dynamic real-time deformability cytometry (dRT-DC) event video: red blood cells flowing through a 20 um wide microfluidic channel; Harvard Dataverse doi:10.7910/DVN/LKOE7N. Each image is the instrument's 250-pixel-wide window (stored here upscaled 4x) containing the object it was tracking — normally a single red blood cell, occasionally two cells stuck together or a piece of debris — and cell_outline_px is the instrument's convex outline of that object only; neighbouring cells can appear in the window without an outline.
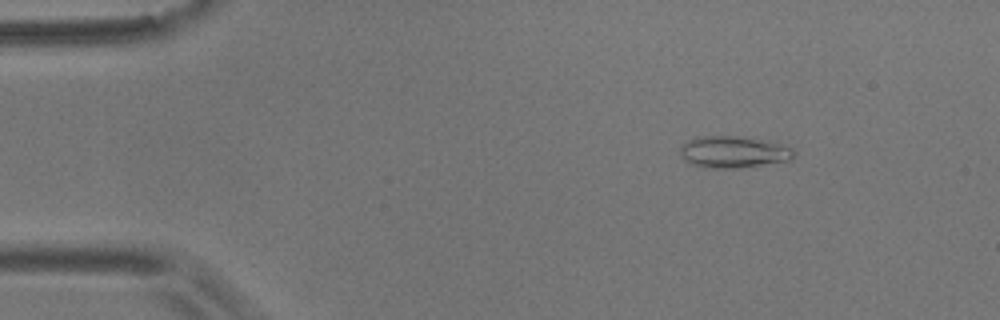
{"species": "common noctule bat (a hibernating species)", "species_latin": "Nyctalus noctula", "temperature_condition": "room temperature", "stored_images_in_passage": 9, "camera_frame_rate_fps": 3000, "um_per_image_px": 0.085, "animal": {"sex": "male", "body_mass_g": 17.9}, "frame": {"image": 1, "passage_image": 2, "time_ms": 2.0, "image_size_px": [1000, 320], "cell_outline_px": [[796, 152], [788, 160], [736, 168], [704, 168], [688, 164], [680, 156], [680, 148], [688, 140], [696, 136], [736, 136], [776, 140], [792, 148]], "centroid_in_image_um": [62.33, 12.9], "position_along_channel_um": 22.7, "area_um2": 21.44}}
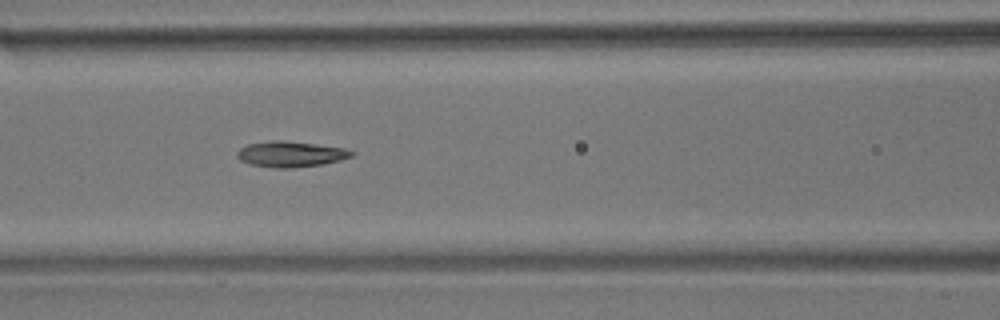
{"frame": {"image": 2, "passage_image": 6, "time_ms": 7.333, "image_size_px": [1000, 320], "cell_outline_px": [[356, 152], [352, 156], [340, 160], [320, 164], [292, 168], [276, 168], [248, 164], [240, 160], [236, 156], [236, 152], [240, 148], [248, 144], [272, 140], [284, 140], [344, 148]], "centroid_in_image_um": [24.66, 13.1], "position_along_channel_um": 141.9, "area_um2": 17.11}}
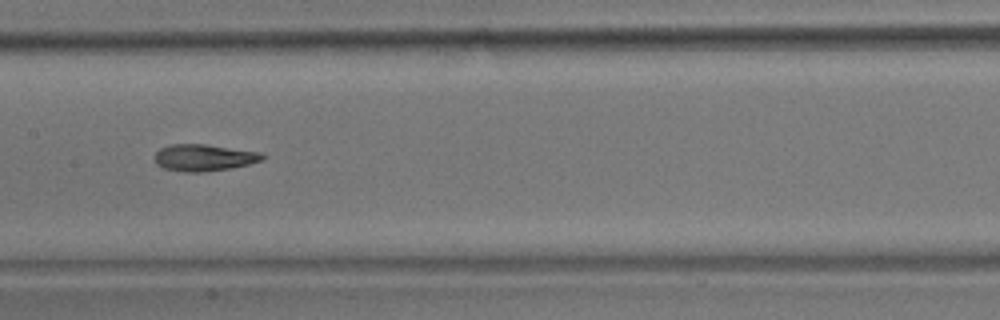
{"frame": {"image": 3, "passage_image": 7, "time_ms": 8.667, "image_size_px": [1000, 320], "cell_outline_px": [[268, 156], [264, 160], [232, 168], [200, 172], [184, 172], [164, 168], [156, 164], [156, 152], [160, 148], [172, 144], [204, 144], [264, 152]], "centroid_in_image_um": [17.41, 13.39], "position_along_channel_um": 190.0, "area_um2": 16.94}}